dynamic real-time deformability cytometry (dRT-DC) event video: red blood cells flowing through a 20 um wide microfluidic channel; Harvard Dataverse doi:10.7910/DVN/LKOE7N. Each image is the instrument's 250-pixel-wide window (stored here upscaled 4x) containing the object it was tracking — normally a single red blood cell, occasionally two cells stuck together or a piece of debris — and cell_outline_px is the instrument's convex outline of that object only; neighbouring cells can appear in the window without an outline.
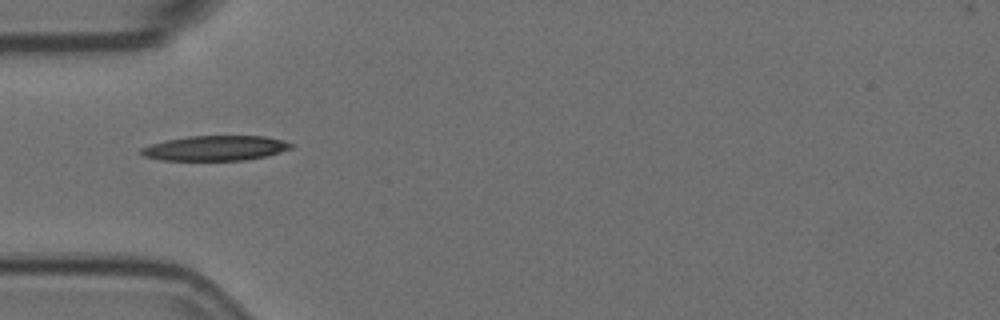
{"species": "Egyptian fruit bat (a non-hibernating species)", "species_latin": "Rousettus aegyptiacus", "temperature_condition": "room temperature", "stored_images_in_passage": 6, "camera_frame_rate_fps": 3000, "um_per_image_px": 0.085, "animal": {"sex": "female"}, "frame": {"image": 1, "passage_image": 4, "time_ms": 1.0, "image_size_px": [1000, 320], "cell_outline_px": [[296, 144], [292, 148], [280, 152], [264, 156], [244, 160], [160, 160], [144, 156], [140, 152], [140, 148], [152, 144], [168, 140], [188, 136], [264, 136], [284, 140]], "centroid_in_image_um": [18.34, 12.59], "position_along_channel_um": 66.7, "area_um2": 21.73}}
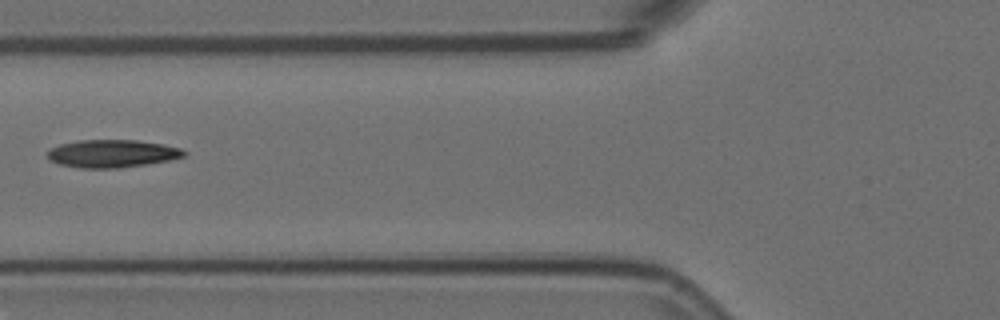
{"frame": {"image": 2, "passage_image": 5, "time_ms": 1.333, "image_size_px": [1000, 320], "cell_outline_px": [[188, 152], [184, 156], [168, 160], [144, 164], [116, 168], [84, 168], [60, 164], [48, 160], [48, 152], [52, 148], [60, 144], [80, 140], [136, 140], [164, 144], [180, 148]], "centroid_in_image_um": [9.54, 13.04], "position_along_channel_um": 116.3, "area_um2": 21.85}}
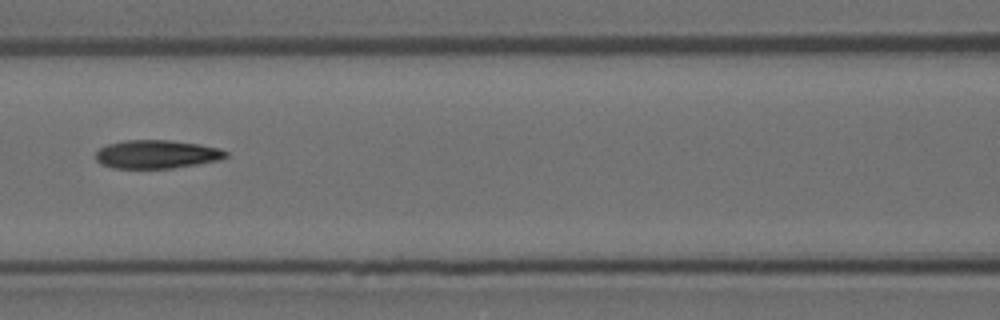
{"frame": {"image": 3, "passage_image": 6, "time_ms": 1.667, "image_size_px": [1000, 320], "cell_outline_px": [[228, 156], [220, 160], [172, 168], [112, 168], [100, 164], [96, 160], [96, 152], [100, 148], [108, 144], [124, 140], [168, 140], [200, 144], [220, 148], [228, 152]], "centroid_in_image_um": [13.32, 13.11], "position_along_channel_um": 153.3, "area_um2": 21.62}}